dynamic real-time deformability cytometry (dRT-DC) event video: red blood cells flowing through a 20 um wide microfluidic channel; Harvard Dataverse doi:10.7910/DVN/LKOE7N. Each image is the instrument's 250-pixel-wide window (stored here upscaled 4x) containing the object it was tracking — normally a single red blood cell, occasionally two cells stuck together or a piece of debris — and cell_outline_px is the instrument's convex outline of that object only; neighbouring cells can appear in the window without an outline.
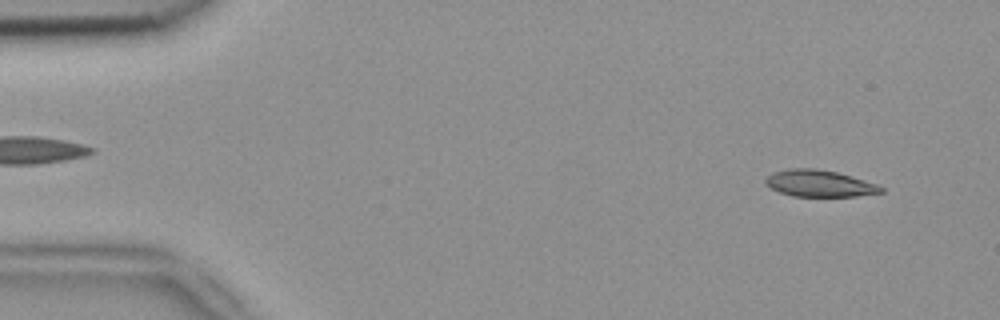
{"species": "common noctule bat (a hibernating species)", "species_latin": "Nyctalus noctula", "temperature_condition": "room temperature", "stored_images_in_passage": 51, "camera_frame_rate_fps": 3000, "um_per_image_px": 0.085, "animal": {"sex": "female", "body_mass_g": 18.4}, "frame": {"image": 1, "passage_image": 3, "time_ms": 0.667, "image_size_px": [1000, 320], "cell_outline_px": [[884, 192], [856, 196], [792, 196], [780, 192], [764, 184], [764, 180], [772, 172], [788, 168], [816, 168], [836, 172], [876, 184], [884, 188]], "centroid_in_image_um": [69.61, 15.59], "position_along_channel_um": 15.4, "area_um2": 17.86}}
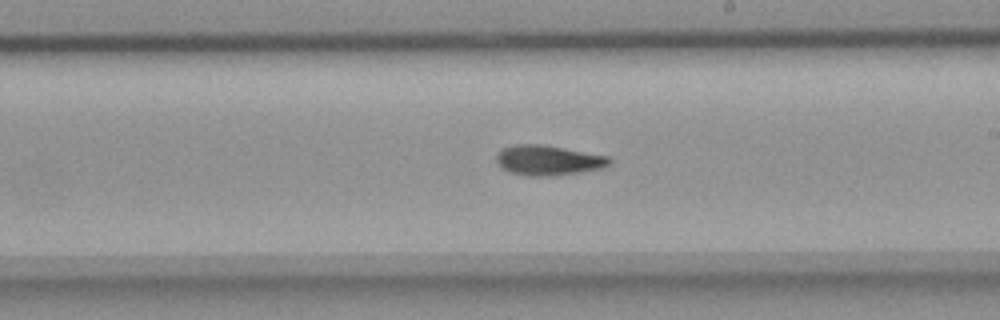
{"frame": {"image": 2, "passage_image": 29, "time_ms": 9.333, "image_size_px": [1000, 320], "cell_outline_px": [[612, 164], [604, 168], [580, 172], [552, 176], [528, 176], [512, 172], [500, 168], [496, 160], [496, 152], [504, 148], [516, 144], [544, 144], [608, 156], [612, 160]], "centroid_in_image_um": [46.61, 13.62], "position_along_channel_um": 242.4, "area_um2": 20.0}}
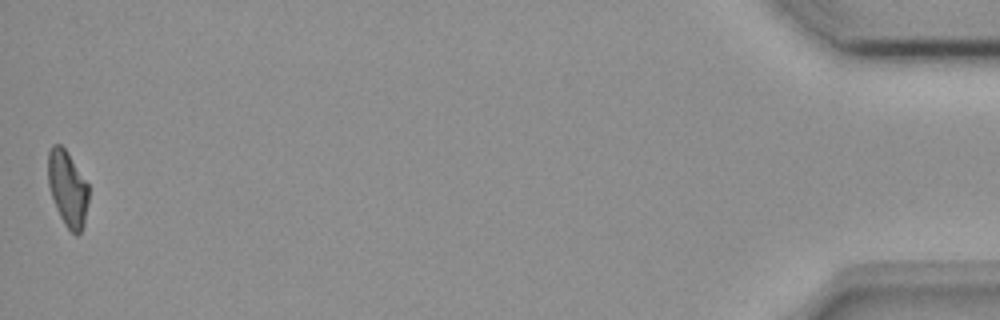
{"frame": {"image": 3, "passage_image": 51, "time_ms": 16.667, "image_size_px": [1000, 320], "cell_outline_px": [[88, 204], [84, 224], [80, 232], [76, 236], [64, 224], [56, 208], [48, 184], [48, 152], [52, 144], [60, 144], [68, 152], [88, 184]], "centroid_in_image_um": [5.74, 16.01], "position_along_channel_um": 429.5, "area_um2": 17.86}, "authors_computed_cell_mechanics": {"area_um2": 18.9006, "velocity_mm_per_s": 3.8432, "shape_relaxation_time_tau1_ms": 8.7392, "shape_relaxation_time_tau2_ms": 4.2544, "deformation_change_tau1": 0.216, "deformation_change_tau2": 0.1025}}